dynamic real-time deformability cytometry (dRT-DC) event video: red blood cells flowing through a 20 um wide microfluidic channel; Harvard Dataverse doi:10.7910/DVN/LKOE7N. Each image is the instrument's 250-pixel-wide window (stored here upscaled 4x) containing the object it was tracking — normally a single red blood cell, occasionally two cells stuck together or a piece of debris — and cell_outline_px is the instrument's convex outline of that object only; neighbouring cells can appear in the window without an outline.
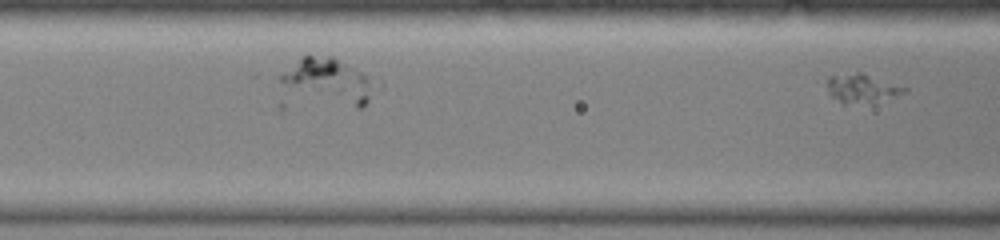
{"species": "common noctule bat (a hibernating species)", "species_latin": "Nyctalus noctula", "temperature_condition": "warm", "stored_images_in_passage": 5, "camera_frame_rate_fps": 3000, "um_per_image_px": 0.085, "animal": {"sex": "female", "body_mass_g": 19.0, "forearm_length_mm": 51.5}, "frame": {"image": 1, "passage_image": 5, "time_ms": 1.333, "image_size_px": [1000, 240], "cell_outline_px": [[908, 88], [904, 92], [876, 100], [844, 104], [840, 104], [828, 92], [828, 76], [856, 72], [864, 72]], "centroid_in_image_um": [73.19, 7.46], "position_along_channel_um": 93.4, "area_um2": 12.54}}